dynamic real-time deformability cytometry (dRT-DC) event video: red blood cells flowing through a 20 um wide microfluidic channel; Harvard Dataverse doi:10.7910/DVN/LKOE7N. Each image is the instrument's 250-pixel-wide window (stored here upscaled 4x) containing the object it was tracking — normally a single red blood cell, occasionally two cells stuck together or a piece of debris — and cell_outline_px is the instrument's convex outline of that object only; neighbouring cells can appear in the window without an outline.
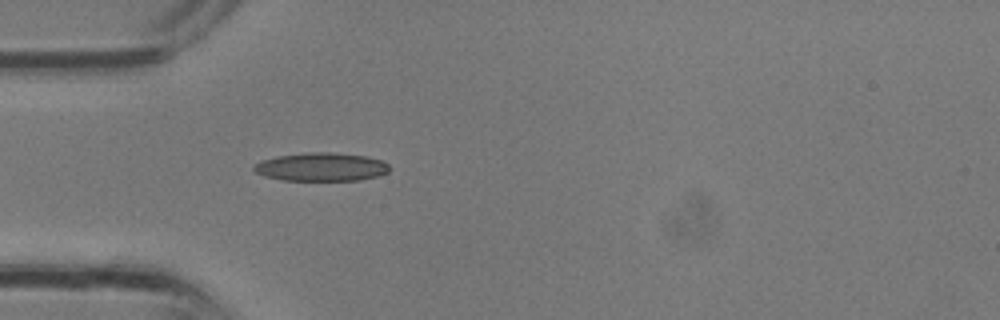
{"species": "common noctule bat (a hibernating species)", "species_latin": "Nyctalus noctula", "temperature_condition": "room temperature", "stored_images_in_passage": 3, "camera_frame_rate_fps": 3000, "um_per_image_px": 0.085, "animal": {"sex": "male", "body_mass_g": 13.3}, "frame": {"image": 1, "passage_image": 3, "time_ms": 0.667, "image_size_px": [1000, 320], "cell_outline_px": [[388, 172], [380, 176], [360, 180], [280, 180], [264, 176], [256, 172], [252, 168], [260, 160], [276, 156], [304, 152], [332, 152], [368, 156], [380, 160], [388, 164]], "centroid_in_image_um": [27.29, 14.18], "position_along_channel_um": 57.7, "area_um2": 22.6}}